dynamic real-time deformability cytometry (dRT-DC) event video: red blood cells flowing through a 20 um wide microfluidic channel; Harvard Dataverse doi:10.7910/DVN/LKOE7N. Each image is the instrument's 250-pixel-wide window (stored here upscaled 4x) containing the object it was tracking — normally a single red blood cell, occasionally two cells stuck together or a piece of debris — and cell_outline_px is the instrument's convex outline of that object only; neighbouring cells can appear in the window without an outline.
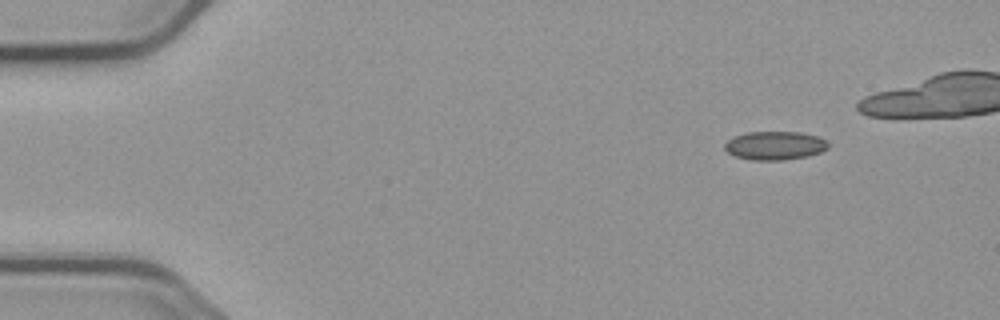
{"species": "common noctule bat (a hibernating species)", "species_latin": "Nyctalus noctula", "temperature_condition": "cold", "stored_images_in_passage": 4, "camera_frame_rate_fps": 3000, "um_per_image_px": 0.085, "animal": {"sex": "male", "body_mass_g": 23.1, "forearm_length_mm": 52.7}, "frame": {"image": 1, "passage_image": 1, "time_ms": 0.0, "image_size_px": [1000, 320], "cell_outline_px": [[828, 148], [820, 152], [808, 156], [780, 160], [752, 160], [736, 156], [728, 152], [724, 148], [724, 144], [732, 136], [748, 132], [800, 132], [820, 136], [828, 144]], "centroid_in_image_um": [65.86, 12.36], "position_along_channel_um": 19.1, "area_um2": 17.22}}